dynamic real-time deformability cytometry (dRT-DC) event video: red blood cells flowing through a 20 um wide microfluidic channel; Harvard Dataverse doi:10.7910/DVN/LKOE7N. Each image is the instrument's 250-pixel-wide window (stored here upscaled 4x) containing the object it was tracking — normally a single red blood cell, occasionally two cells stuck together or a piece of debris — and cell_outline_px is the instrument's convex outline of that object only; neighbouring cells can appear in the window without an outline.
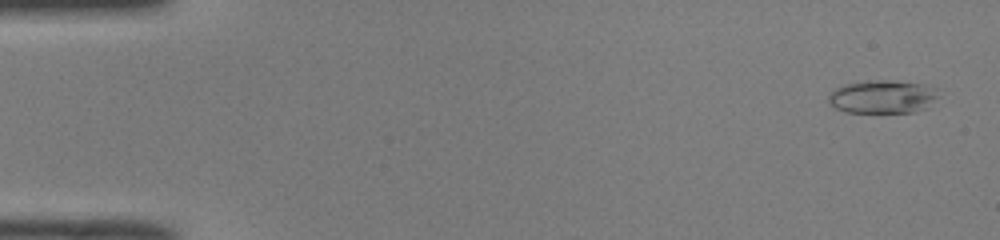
{"species": "common noctule bat (a hibernating species)", "species_latin": "Nyctalus noctula", "temperature_condition": "room temperature", "stored_images_in_passage": 51, "camera_frame_rate_fps": 3000, "um_per_image_px": 0.085, "animal": {"sex": "male", "body_mass_g": 19.0, "forearm_length_mm": 50.8}, "frame": {"image": 1, "passage_image": 2, "time_ms": 0.333, "image_size_px": [1000, 240], "cell_outline_px": [[940, 96], [924, 108], [912, 112], [844, 112], [836, 108], [828, 100], [828, 96], [836, 88], [844, 84], [876, 80], [888, 80], [924, 84], [936, 88]], "centroid_in_image_um": [75.03, 8.22], "position_along_channel_um": 10.0, "area_um2": 21.1}}
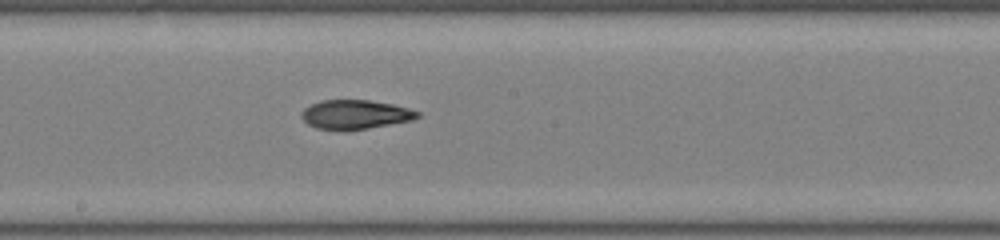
{"frame": {"image": 2, "passage_image": 28, "time_ms": 9.0, "image_size_px": [1000, 240], "cell_outline_px": [[420, 116], [412, 120], [368, 128], [316, 128], [308, 124], [300, 116], [300, 112], [304, 108], [320, 100], [368, 100], [392, 104], [408, 108], [420, 112]], "centroid_in_image_um": [30.19, 9.7], "position_along_channel_um": 218.0, "area_um2": 19.19}}
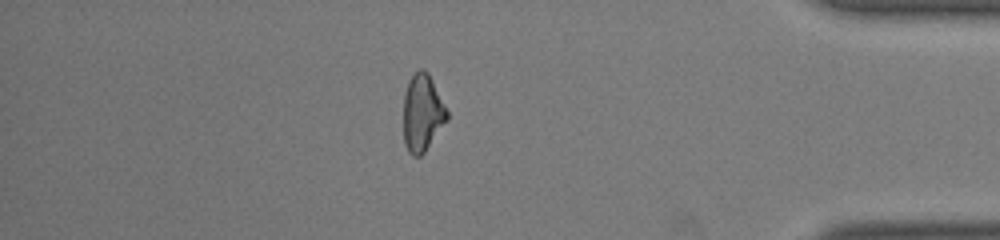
{"frame": {"image": 3, "passage_image": 44, "time_ms": 14.333, "image_size_px": [1000, 240], "cell_outline_px": [[448, 120], [424, 152], [420, 156], [412, 156], [408, 152], [404, 144], [404, 96], [408, 80], [420, 68], [424, 68], [428, 72], [448, 112]], "centroid_in_image_um": [35.9, 9.6], "position_along_channel_um": 399.3, "area_um2": 19.54}, "authors_computed_cell_mechanics": {"area_um2": 20.1722, "velocity_mm_per_s": 4.0314, "shape_relaxation_time_tau1_ms": null, "shape_relaxation_time_tau2_ms": 3.4444, "deformation_change_tau1": null, "deformation_change_tau2": 0.0992}}